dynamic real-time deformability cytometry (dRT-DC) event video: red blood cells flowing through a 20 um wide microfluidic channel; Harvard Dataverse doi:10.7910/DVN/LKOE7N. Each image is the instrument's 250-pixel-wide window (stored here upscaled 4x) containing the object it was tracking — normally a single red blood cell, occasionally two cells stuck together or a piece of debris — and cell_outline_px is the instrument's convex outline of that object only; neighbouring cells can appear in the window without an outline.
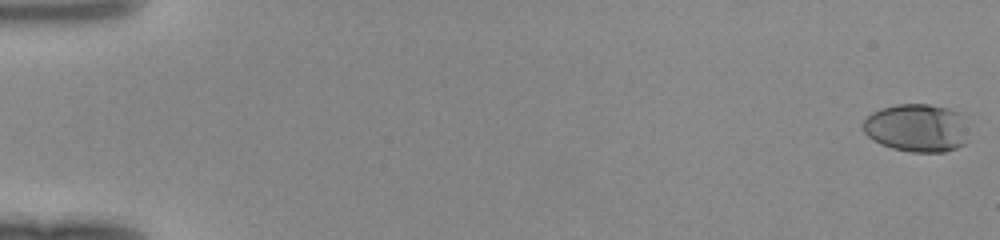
{"species": "human", "species_latin": "Homo sapiens", "temperature_condition": "room temperature", "stored_images_in_passage": 49, "camera_frame_rate_fps": 3000, "um_per_image_px": 0.085, "donor": {"sex": "female"}, "frame": {"image": 1, "passage_image": 1, "time_ms": 0.0, "image_size_px": [1000, 240], "cell_outline_px": [[968, 140], [964, 144], [956, 148], [944, 152], [912, 152], [892, 148], [880, 144], [872, 140], [864, 132], [864, 120], [872, 112], [880, 108], [896, 104], [928, 104], [948, 108], [960, 112], [964, 116]], "centroid_in_image_um": [77.95, 10.87], "position_along_channel_um": 7.0, "area_um2": 29.88}}
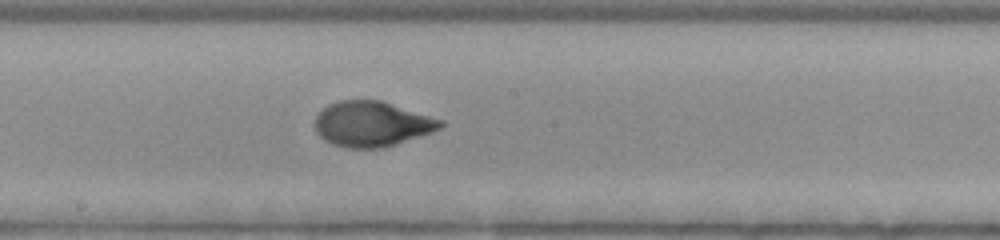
{"frame": {"image": 2, "passage_image": 28, "time_ms": 9.0, "image_size_px": [1000, 240], "cell_outline_px": [[444, 124], [440, 128], [432, 132], [384, 148], [348, 148], [332, 144], [324, 140], [316, 132], [316, 116], [328, 104], [340, 100], [380, 100], [444, 120]], "centroid_in_image_um": [31.62, 10.54], "position_along_channel_um": 216.6, "area_um2": 33.0}}
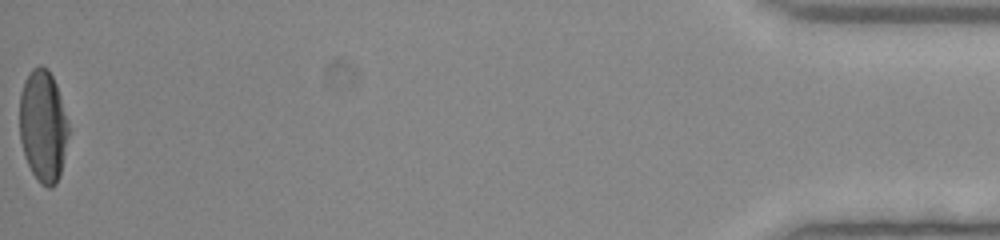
{"frame": {"image": 3, "passage_image": 49, "time_ms": 16.0, "image_size_px": [1000, 240], "cell_outline_px": [[68, 136], [60, 176], [56, 184], [52, 188], [48, 188], [40, 184], [36, 180], [24, 156], [20, 140], [20, 92], [24, 80], [28, 72], [32, 68], [40, 64], [48, 68], [56, 84], [68, 120]], "centroid_in_image_um": [3.65, 10.71], "position_along_channel_um": 431.5, "area_um2": 32.31}}